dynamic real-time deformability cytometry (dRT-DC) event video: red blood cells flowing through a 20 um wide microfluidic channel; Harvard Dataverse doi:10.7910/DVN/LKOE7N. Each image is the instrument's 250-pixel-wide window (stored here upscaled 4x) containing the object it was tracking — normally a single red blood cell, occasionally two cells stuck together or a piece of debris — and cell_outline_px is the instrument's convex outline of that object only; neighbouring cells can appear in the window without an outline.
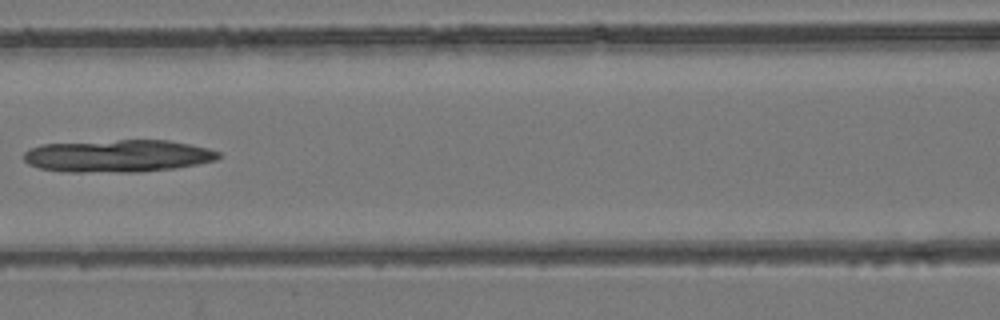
{"species": "common noctule bat (a hibernating species)", "species_latin": "Nyctalus noctula", "temperature_condition": "room temperature", "stored_images_in_passage": 6, "camera_frame_rate_fps": 3000, "um_per_image_px": 0.085, "animal": {"sex": "female", "body_mass_g": 24.6, "forearm_length_mm": 56.2}, "frame": {"image": 1, "passage_image": 5, "time_ms": 6.0, "image_size_px": [1000, 320], "cell_outline_px": [[220, 156], [216, 160], [176, 168], [140, 172], [68, 172], [40, 168], [28, 164], [24, 160], [24, 152], [28, 148], [40, 144], [120, 140], [168, 140], [208, 148], [220, 152]], "centroid_in_image_um": [10.0, 13.25], "position_along_channel_um": 156.6, "area_um2": 36.88}}
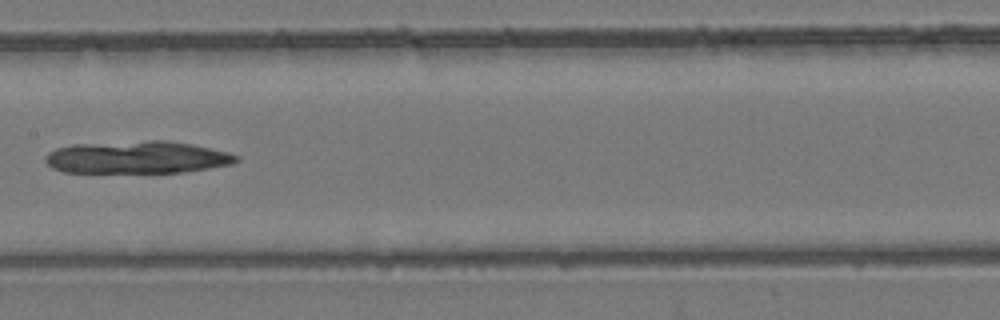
{"frame": {"image": 2, "passage_image": 6, "time_ms": 7.0, "image_size_px": [1000, 320], "cell_outline_px": [[240, 160], [232, 164], [184, 172], [64, 172], [52, 168], [44, 160], [44, 156], [48, 152], [56, 148], [72, 144], [148, 140], [168, 140], [192, 144], [228, 152], [240, 156]], "centroid_in_image_um": [11.65, 13.36], "position_along_channel_um": 195.7, "area_um2": 36.3}}